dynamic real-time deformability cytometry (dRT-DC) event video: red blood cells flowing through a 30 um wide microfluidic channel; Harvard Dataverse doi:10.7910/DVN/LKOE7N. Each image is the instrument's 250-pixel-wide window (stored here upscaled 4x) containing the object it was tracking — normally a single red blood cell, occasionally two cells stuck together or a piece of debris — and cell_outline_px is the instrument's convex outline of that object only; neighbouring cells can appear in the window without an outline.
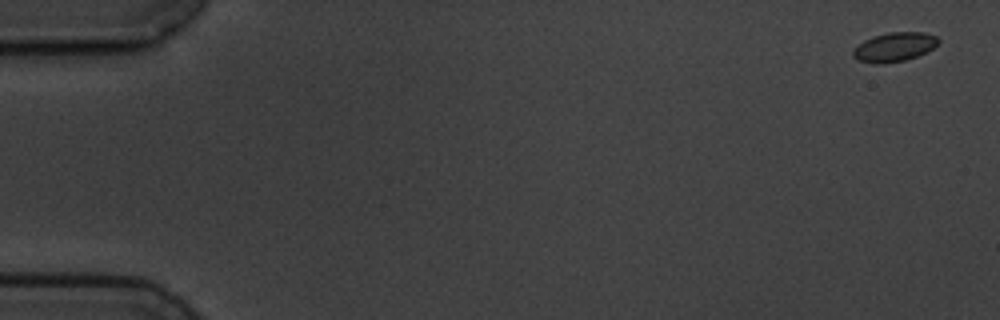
{"species": "common noctule bat (a hibernating species)", "species_latin": "Nyctalus noctula", "temperature_condition": "cold", "stored_images_in_passage": 5, "camera_frame_rate_fps": 3000, "um_per_image_px": 0.085, "animal": {"sex": "male", "body_mass_g": 19.5, "forearm_length_mm": 54.6}, "frame": {"image": 1, "passage_image": 1, "time_ms": 0.0, "image_size_px": [1000, 320], "cell_outline_px": [[940, 40], [932, 48], [916, 56], [904, 60], [880, 64], [872, 64], [860, 60], [852, 56], [852, 52], [864, 40], [872, 36], [888, 32], [924, 32], [936, 36]], "centroid_in_image_um": [76.0, 3.98], "position_along_channel_um": 9.0, "area_um2": 14.28}}